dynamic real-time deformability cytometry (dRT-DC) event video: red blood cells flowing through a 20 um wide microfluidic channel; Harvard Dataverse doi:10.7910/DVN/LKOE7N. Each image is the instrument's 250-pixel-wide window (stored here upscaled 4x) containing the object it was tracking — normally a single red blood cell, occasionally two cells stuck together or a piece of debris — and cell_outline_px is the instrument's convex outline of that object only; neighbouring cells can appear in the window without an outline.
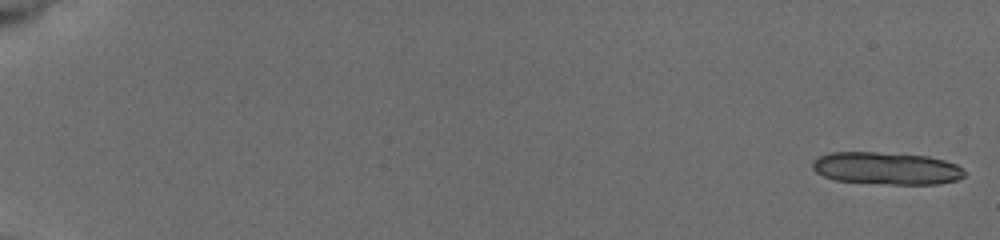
{"species": "common noctule bat (a hibernating species)", "species_latin": "Nyctalus noctula", "temperature_condition": "cold", "stored_images_in_passage": 9, "segment_of_instrument_passage": [1, 2], "camera_frame_rate_fps": 3000, "um_per_image_px": 0.085, "animal": {"sex": "female", "body_mass_g": 19.5, "forearm_length_mm": 54.1}, "frame": {"image": 1, "passage_image": 1, "time_ms": 0.0, "image_size_px": [1000, 240], "cell_outline_px": [[964, 176], [956, 180], [936, 184], [892, 184], [832, 180], [816, 172], [812, 168], [812, 160], [820, 156], [832, 152], [876, 152], [928, 156], [944, 160], [956, 164], [964, 172]], "centroid_in_image_um": [75.31, 14.3], "position_along_channel_um": 9.7, "area_um2": 28.55}}